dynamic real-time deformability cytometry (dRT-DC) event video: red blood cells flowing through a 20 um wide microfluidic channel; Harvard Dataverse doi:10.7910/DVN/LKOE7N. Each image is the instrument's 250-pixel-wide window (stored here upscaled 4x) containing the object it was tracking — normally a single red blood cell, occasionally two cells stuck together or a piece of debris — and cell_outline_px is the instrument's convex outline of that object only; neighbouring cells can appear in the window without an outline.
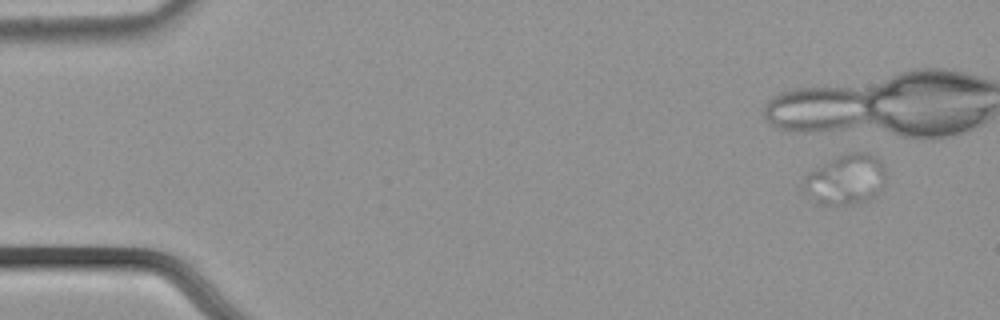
{"species": "common noctule bat (a hibernating species)", "species_latin": "Nyctalus noctula", "temperature_condition": "cold", "stored_images_in_passage": 15, "camera_frame_rate_fps": 3000, "um_per_image_px": 0.085, "animal": {"sex": "male", "body_mass_g": 21.5, "forearm_length_mm": 52.0}, "frame": {"image": 1, "passage_image": 6, "time_ms": 1.667, "image_size_px": [1000, 320], "cell_outline_px": [[884, 184], [872, 196], [848, 204], [816, 204], [804, 180], [804, 176], [832, 160], [840, 156], [852, 152], [864, 152], [880, 160], [884, 168]], "centroid_in_image_um": [71.92, 15.24], "position_along_channel_um": 13.1, "area_um2": 22.54}}